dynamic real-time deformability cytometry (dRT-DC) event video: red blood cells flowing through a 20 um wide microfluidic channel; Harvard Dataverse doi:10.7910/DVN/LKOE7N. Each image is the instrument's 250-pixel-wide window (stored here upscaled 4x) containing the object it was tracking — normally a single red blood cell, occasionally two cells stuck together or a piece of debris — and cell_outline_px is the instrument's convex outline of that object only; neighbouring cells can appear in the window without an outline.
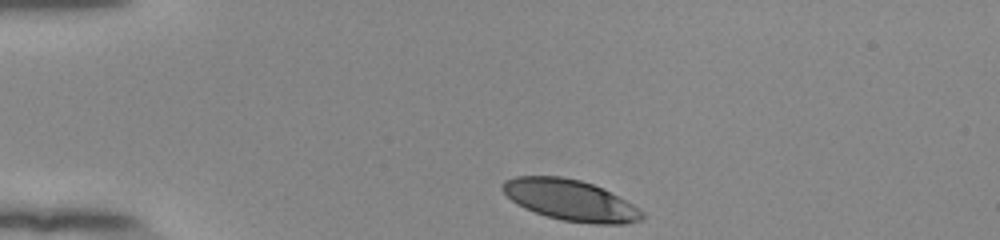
{"species": "human", "species_latin": "Homo sapiens", "temperature_condition": "room temperature", "stored_images_in_passage": 34, "camera_frame_rate_fps": 3000, "um_per_image_px": 0.085, "donor": {"sex": "female"}, "frame": {"image": 1, "passage_image": 1, "time_ms": 0.0, "image_size_px": [1000, 240], "cell_outline_px": [[644, 216], [640, 220], [624, 224], [596, 224], [560, 220], [524, 208], [516, 204], [500, 188], [504, 180], [516, 176], [560, 176], [580, 180], [592, 184], [632, 204], [644, 212]], "centroid_in_image_um": [48.45, 17.02], "position_along_channel_um": 36.6, "area_um2": 32.95}}
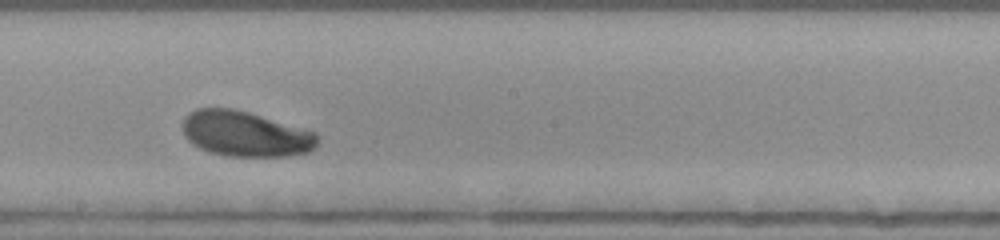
{"frame": {"image": 2, "passage_image": 20, "time_ms": 6.333, "image_size_px": [1000, 240], "cell_outline_px": [[320, 140], [308, 152], [288, 156], [228, 156], [208, 152], [192, 144], [184, 136], [184, 116], [188, 112], [196, 108], [232, 108], [248, 112], [316, 132]], "centroid_in_image_um": [20.84, 11.38], "position_along_channel_um": 227.4, "area_um2": 35.66}}
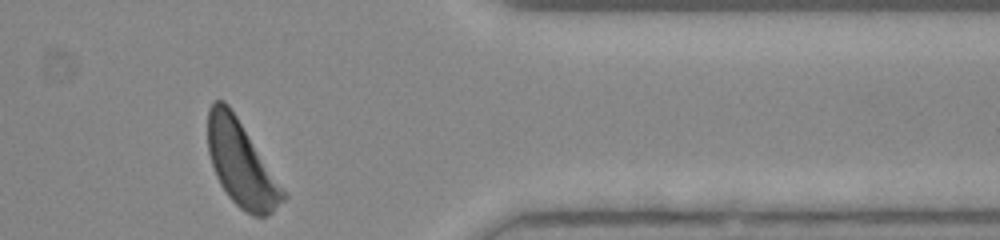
{"frame": {"image": 3, "passage_image": 34, "time_ms": 11.0, "image_size_px": [1000, 240], "cell_outline_px": [[288, 196], [272, 212], [264, 216], [252, 216], [240, 208], [228, 196], [220, 184], [216, 176], [208, 152], [208, 108], [212, 100], [224, 100], [228, 104], [288, 192]], "centroid_in_image_um": [20.52, 13.92], "position_along_channel_um": 390.9, "area_um2": 37.45}, "authors_computed_cell_mechanics": {"area_um2": 35.836, "velocity_mm_per_s": 3.8395, "shape_relaxation_time_tau1_ms": 1.8953, "shape_relaxation_time_tau2_ms": null, "deformation_change_tau1": 0.1214, "deformation_change_tau2": null}}